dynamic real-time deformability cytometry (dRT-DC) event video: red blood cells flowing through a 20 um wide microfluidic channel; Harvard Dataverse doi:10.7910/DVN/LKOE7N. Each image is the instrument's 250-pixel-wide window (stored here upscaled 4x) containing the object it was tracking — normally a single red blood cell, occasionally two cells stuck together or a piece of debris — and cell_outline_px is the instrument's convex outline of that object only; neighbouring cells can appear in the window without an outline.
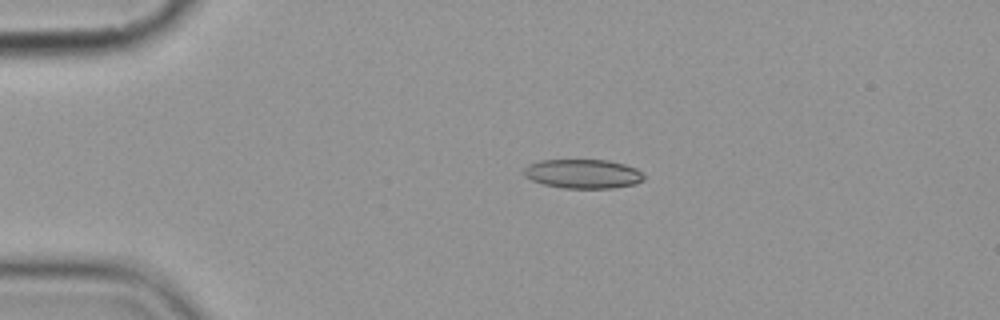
{"species": "common noctule bat (a hibernating species)", "species_latin": "Nyctalus noctula", "temperature_condition": "cold", "stored_images_in_passage": 8, "camera_frame_rate_fps": 3000, "um_per_image_px": 0.085, "animal": {"sex": "female", "body_mass_g": 19.9}, "frame": {"image": 1, "passage_image": 3, "time_ms": 3.333, "image_size_px": [1000, 320], "cell_outline_px": [[644, 180], [636, 184], [612, 188], [564, 188], [544, 184], [532, 180], [524, 176], [524, 168], [528, 164], [540, 160], [608, 160], [624, 164], [636, 168], [644, 176]], "centroid_in_image_um": [49.55, 14.77], "position_along_channel_um": 35.4, "area_um2": 20.4}}
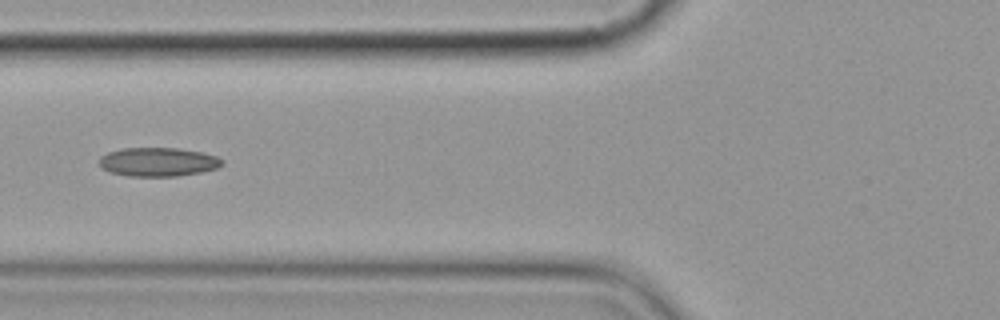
{"frame": {"image": 2, "passage_image": 6, "time_ms": 6.667, "image_size_px": [1000, 320], "cell_outline_px": [[224, 164], [216, 168], [200, 172], [176, 176], [128, 176], [112, 172], [100, 168], [100, 156], [108, 152], [124, 148], [176, 148], [200, 152], [216, 156], [224, 160]], "centroid_in_image_um": [13.43, 13.76], "position_along_channel_um": 112.4, "area_um2": 20.52}}
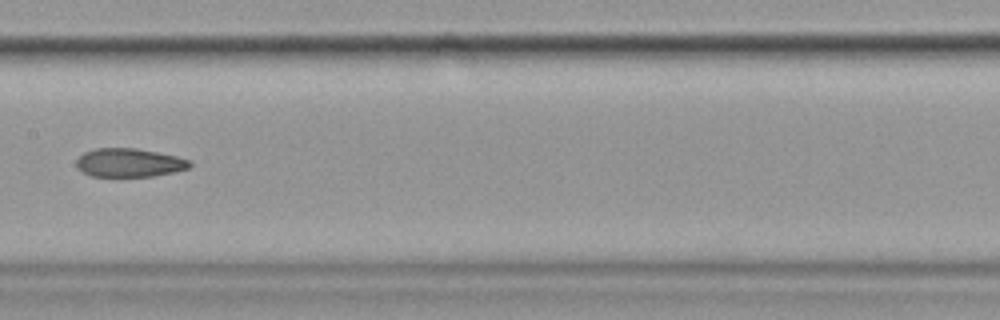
{"frame": {"image": 3, "passage_image": 8, "time_ms": 9.0, "image_size_px": [1000, 320], "cell_outline_px": [[192, 164], [188, 168], [172, 172], [152, 176], [92, 176], [84, 172], [76, 164], [76, 160], [84, 152], [96, 148], [136, 148], [176, 156], [192, 160]], "centroid_in_image_um": [11.0, 13.82], "position_along_channel_um": 196.4, "area_um2": 18.67}}